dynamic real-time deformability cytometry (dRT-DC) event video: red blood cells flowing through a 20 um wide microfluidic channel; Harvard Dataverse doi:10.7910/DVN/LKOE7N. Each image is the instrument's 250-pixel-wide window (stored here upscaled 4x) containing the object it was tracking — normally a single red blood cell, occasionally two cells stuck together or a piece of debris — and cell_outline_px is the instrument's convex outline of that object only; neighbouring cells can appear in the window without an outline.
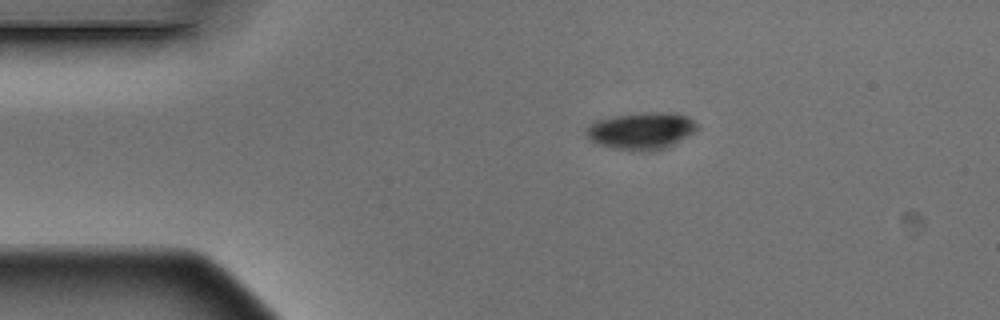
{"species": "Egyptian fruit bat (a non-hibernating species)", "species_latin": "Rousettus aegyptiacus", "temperature_condition": "warm", "stored_images_in_passage": 2, "camera_frame_rate_fps": 3000, "um_per_image_px": 0.085, "animal": {"sex": "male"}, "frame": {"image": 1, "passage_image": 1, "time_ms": 0.0, "image_size_px": [1000, 320], "cell_outline_px": [[700, 128], [688, 136], [664, 148], [652, 152], [640, 152], [612, 148], [588, 140], [584, 132], [588, 124], [596, 120], [616, 116], [652, 112], [672, 112], [688, 116]], "centroid_in_image_um": [54.49, 11.13], "position_along_channel_um": 30.5, "area_um2": 24.1}}